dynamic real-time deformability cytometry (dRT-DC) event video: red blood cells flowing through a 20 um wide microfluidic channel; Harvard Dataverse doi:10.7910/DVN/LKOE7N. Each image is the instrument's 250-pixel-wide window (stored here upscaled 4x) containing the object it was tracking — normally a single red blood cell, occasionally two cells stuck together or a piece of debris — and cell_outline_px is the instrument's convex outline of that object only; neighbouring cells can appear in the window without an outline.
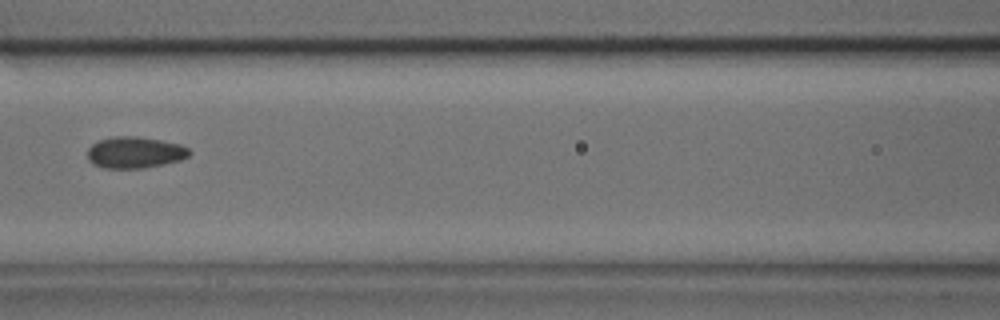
{"species": "common noctule bat (a hibernating species)", "species_latin": "Nyctalus noctula", "temperature_condition": "cold", "stored_images_in_passage": 35, "camera_frame_rate_fps": 3000, "um_per_image_px": 0.085, "animal": {"sex": "male", "body_mass_g": 17.9, "forearm_length_mm": 54.2}, "frame": {"image": 1, "passage_image": 11, "time_ms": 3.333, "image_size_px": [1000, 320], "cell_outline_px": [[192, 152], [188, 156], [180, 160], [164, 164], [144, 168], [104, 168], [92, 164], [88, 160], [88, 148], [92, 144], [100, 140], [112, 136], [136, 136], [160, 140], [180, 144], [188, 148]], "centroid_in_image_um": [11.45, 12.96], "position_along_channel_um": 155.1, "area_um2": 18.73}}
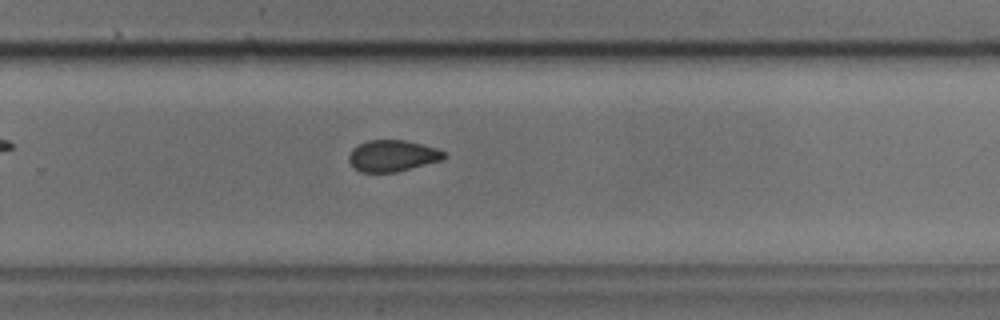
{"frame": {"image": 2, "passage_image": 20, "time_ms": 6.333, "image_size_px": [1000, 320], "cell_outline_px": [[448, 156], [444, 160], [396, 172], [360, 172], [348, 160], [348, 156], [352, 148], [368, 140], [404, 140], [436, 148], [444, 152]], "centroid_in_image_um": [33.38, 13.25], "position_along_channel_um": 296.4, "area_um2": 17.4}}